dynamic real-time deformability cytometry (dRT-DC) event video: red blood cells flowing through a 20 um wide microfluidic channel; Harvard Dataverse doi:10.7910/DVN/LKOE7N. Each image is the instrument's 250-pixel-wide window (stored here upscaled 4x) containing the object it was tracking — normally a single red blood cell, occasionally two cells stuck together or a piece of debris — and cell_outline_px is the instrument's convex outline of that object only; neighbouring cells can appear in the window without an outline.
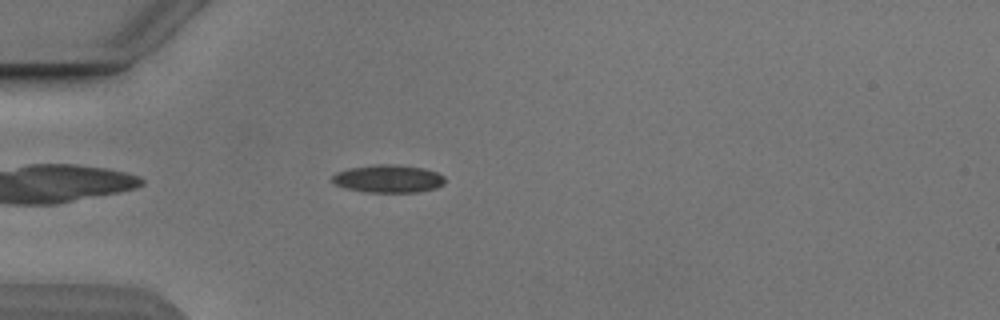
{"species": "Egyptian fruit bat (a non-hibernating species)", "species_latin": "Rousettus aegyptiacus", "temperature_condition": "cold", "stored_images_in_passage": 40, "camera_frame_rate_fps": 3000, "um_per_image_px": 0.085, "animal": {"sex": "male"}, "frame": {"image": 1, "passage_image": 4, "time_ms": 1.0, "image_size_px": [1000, 320], "cell_outline_px": [[444, 184], [436, 188], [420, 192], [364, 192], [344, 188], [332, 184], [332, 176], [336, 172], [352, 168], [376, 164], [392, 164], [424, 168], [436, 172], [444, 176]], "centroid_in_image_um": [32.99, 15.2], "position_along_channel_um": 52.0, "area_um2": 18.38}}
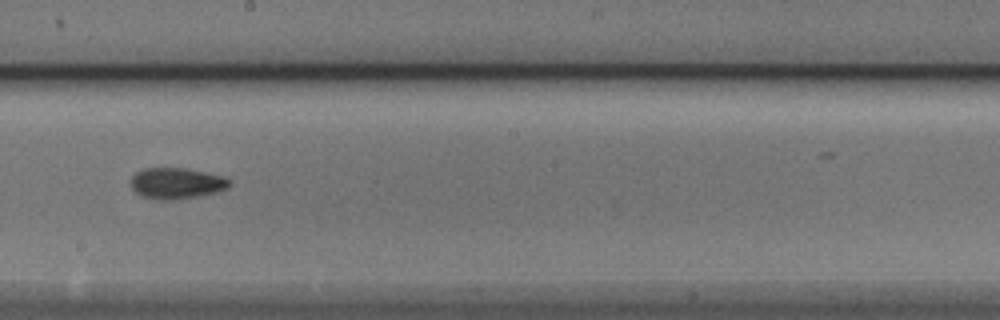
{"frame": {"image": 2, "passage_image": 19, "time_ms": 6.0, "image_size_px": [1000, 320], "cell_outline_px": [[232, 184], [228, 188], [216, 192], [200, 196], [180, 200], [156, 200], [140, 196], [132, 188], [132, 176], [136, 172], [144, 168], [184, 168], [224, 176], [232, 180]], "centroid_in_image_um": [15.04, 15.6], "position_along_channel_um": 233.2, "area_um2": 18.15}}
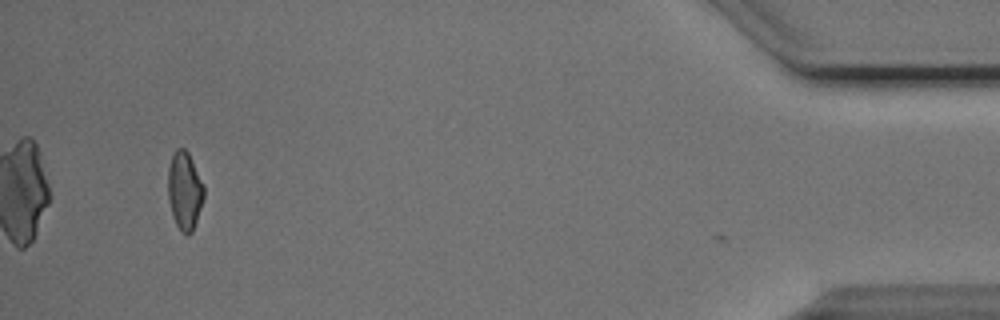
{"frame": {"image": 3, "passage_image": 39, "time_ms": 12.667, "image_size_px": [1000, 320], "cell_outline_px": [[204, 196], [192, 232], [188, 236], [180, 232], [172, 216], [168, 200], [168, 168], [172, 156], [176, 148], [184, 148], [188, 152], [204, 184]], "centroid_in_image_um": [15.68, 16.22], "position_along_channel_um": 419.5, "area_um2": 16.42}, "authors_computed_cell_mechanics": {"area_um2": 17.1088, "velocity_mm_per_s": 3.8795, "shape_relaxation_time_tau1_ms": 2.9848, "shape_relaxation_time_tau2_ms": 6.6594, "deformation_change_tau1": 0.1266, "deformation_change_tau2": 0.1165}}